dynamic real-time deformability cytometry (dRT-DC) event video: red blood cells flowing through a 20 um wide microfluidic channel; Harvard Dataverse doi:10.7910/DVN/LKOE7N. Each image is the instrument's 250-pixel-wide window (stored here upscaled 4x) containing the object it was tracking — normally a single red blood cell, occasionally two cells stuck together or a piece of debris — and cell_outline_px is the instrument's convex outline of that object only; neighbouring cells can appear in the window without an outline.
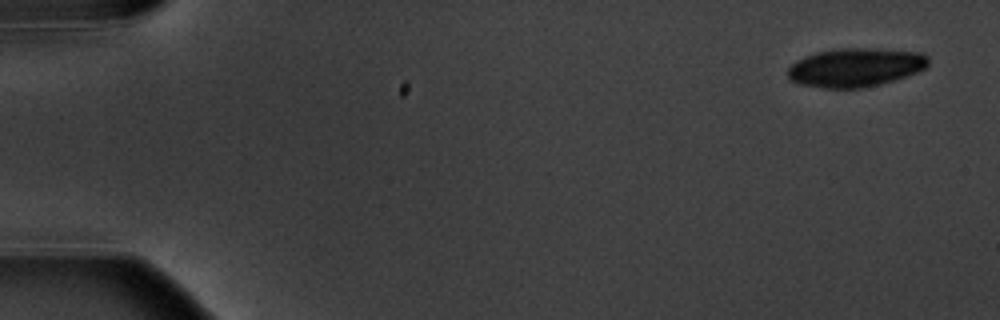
{"species": "common noctule bat (a hibernating species)", "species_latin": "Nyctalus noctula", "temperature_condition": "warm", "stored_images_in_passage": 10, "camera_frame_rate_fps": 3000, "um_per_image_px": 0.085, "animal": {"sex": "male", "body_mass_g": 20.1, "forearm_length_mm": 53.5}, "frame": {"image": 1, "passage_image": 1, "time_ms": 0.0, "image_size_px": [1000, 320], "cell_outline_px": [[928, 64], [924, 68], [916, 72], [880, 84], [860, 88], [824, 88], [800, 84], [788, 80], [788, 68], [796, 60], [804, 56], [816, 52], [840, 48], [868, 48], [924, 52], [928, 56]], "centroid_in_image_um": [72.68, 5.72], "position_along_channel_um": 12.3, "area_um2": 31.67}}
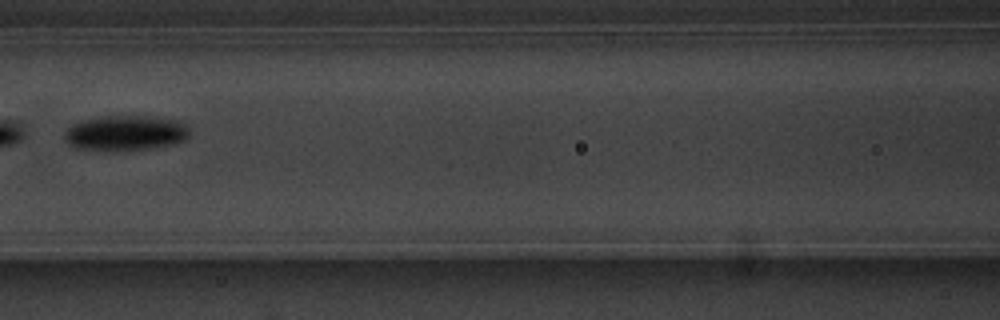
{"frame": {"image": 2, "passage_image": 8, "time_ms": 8.0, "image_size_px": [1000, 320], "cell_outline_px": [[188, 140], [172, 144], [148, 148], [112, 152], [104, 152], [72, 148], [64, 140], [64, 132], [72, 124], [84, 120], [104, 116], [152, 116], [180, 120], [188, 128]], "centroid_in_image_um": [10.62, 11.33], "position_along_channel_um": 156.0, "area_um2": 26.24}}
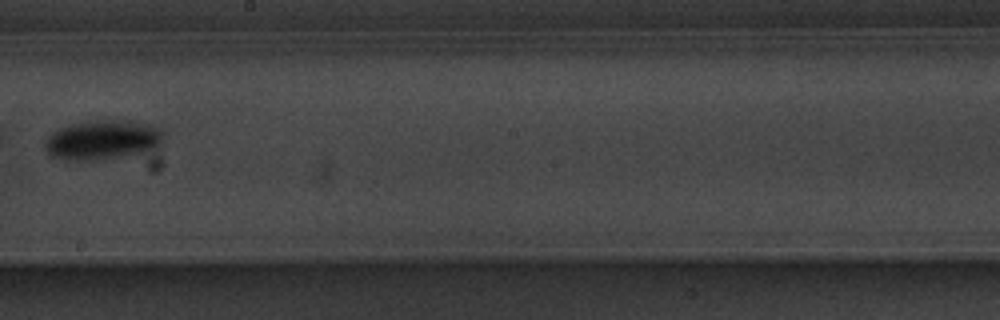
{"frame": {"image": 3, "passage_image": 10, "time_ms": 10.333, "image_size_px": [1000, 320], "cell_outline_px": [[164, 144], [140, 152], [96, 160], [64, 160], [48, 152], [44, 148], [44, 140], [52, 132], [60, 128], [72, 124], [88, 120], [128, 120], [152, 124], [164, 132]], "centroid_in_image_um": [8.73, 11.86], "position_along_channel_um": 239.5, "area_um2": 27.28}}